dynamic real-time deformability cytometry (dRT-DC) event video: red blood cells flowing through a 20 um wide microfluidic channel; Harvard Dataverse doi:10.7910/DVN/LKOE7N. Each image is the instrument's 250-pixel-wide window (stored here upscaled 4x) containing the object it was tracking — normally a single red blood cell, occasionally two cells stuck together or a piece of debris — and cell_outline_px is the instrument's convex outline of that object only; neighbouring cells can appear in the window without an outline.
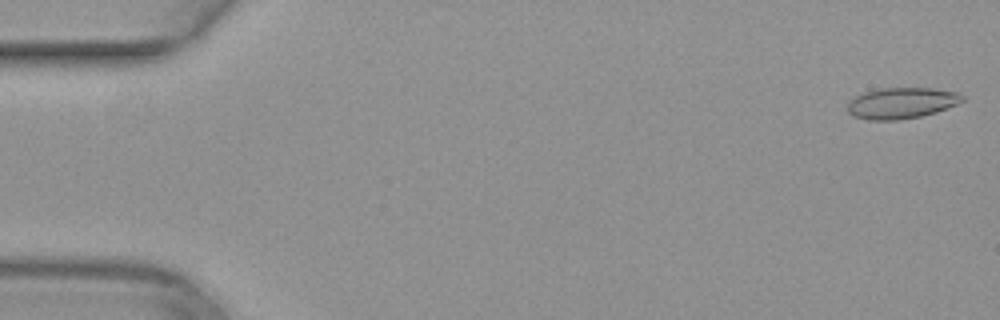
{"species": "common noctule bat (a hibernating species)", "species_latin": "Nyctalus noctula", "temperature_condition": "warm", "stored_images_in_passage": 13, "camera_frame_rate_fps": 3000, "um_per_image_px": 0.085, "animal": {"sex": "female", "body_mass_g": 29.2, "forearm_length_mm": 56.3}, "frame": {"image": 1, "passage_image": 1, "time_ms": 0.0, "image_size_px": [1000, 320], "cell_outline_px": [[964, 100], [956, 104], [936, 112], [920, 116], [896, 120], [868, 120], [852, 116], [848, 112], [848, 100], [852, 96], [864, 92], [884, 88], [932, 88], [956, 92], [964, 96]], "centroid_in_image_um": [76.58, 8.76], "position_along_channel_um": 8.4, "area_um2": 20.81}}
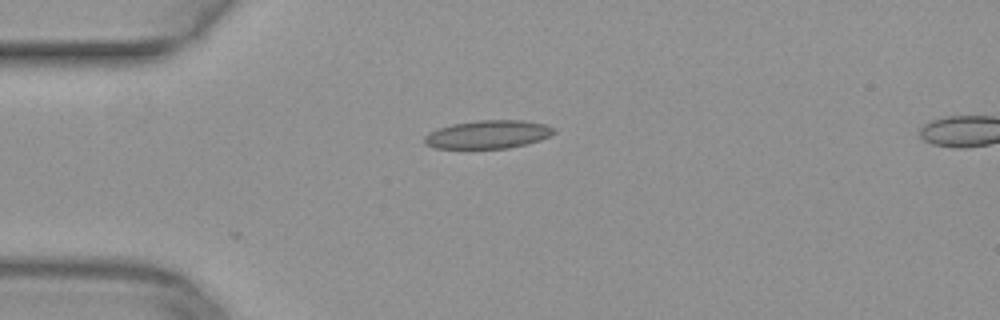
{"frame": {"image": 2, "passage_image": 13, "time_ms": 4.0, "image_size_px": [1000, 320], "cell_outline_px": [[556, 132], [540, 140], [508, 148], [432, 148], [424, 140], [424, 136], [428, 132], [452, 124], [476, 120], [524, 120], [544, 124], [556, 128]], "centroid_in_image_um": [41.49, 11.41], "position_along_channel_um": 43.5, "area_um2": 21.21}}